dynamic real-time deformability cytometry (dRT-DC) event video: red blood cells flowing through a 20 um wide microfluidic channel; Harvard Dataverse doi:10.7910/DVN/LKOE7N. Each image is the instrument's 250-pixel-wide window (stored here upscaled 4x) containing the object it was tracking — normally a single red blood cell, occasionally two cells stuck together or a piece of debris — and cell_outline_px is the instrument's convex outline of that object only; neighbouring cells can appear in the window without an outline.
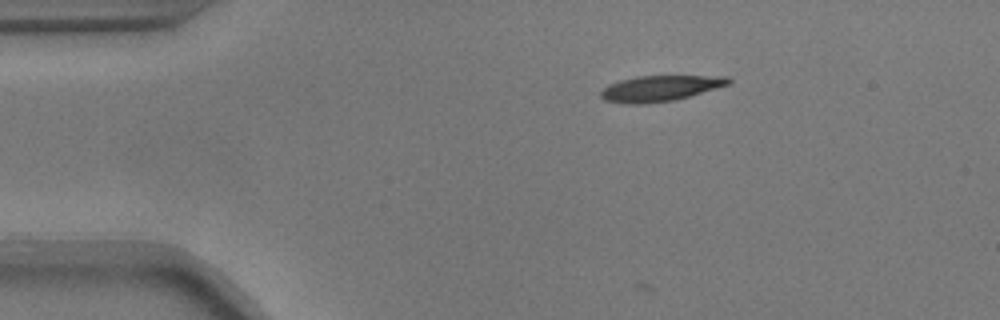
{"species": "common noctule bat (a hibernating species)", "species_latin": "Nyctalus noctula", "temperature_condition": "warm", "stored_images_in_passage": 5, "camera_frame_rate_fps": 3000, "um_per_image_px": 0.085, "animal": {"sex": "male", "body_mass_g": 17.9}, "frame": {"image": 1, "passage_image": 2, "time_ms": 0.333, "image_size_px": [1000, 320], "cell_outline_px": [[732, 84], [688, 96], [672, 100], [644, 104], [620, 104], [604, 100], [600, 96], [600, 92], [608, 84], [620, 80], [636, 76], [728, 76], [732, 80]], "centroid_in_image_um": [56.09, 7.51], "position_along_channel_um": 28.9, "area_um2": 19.25}}